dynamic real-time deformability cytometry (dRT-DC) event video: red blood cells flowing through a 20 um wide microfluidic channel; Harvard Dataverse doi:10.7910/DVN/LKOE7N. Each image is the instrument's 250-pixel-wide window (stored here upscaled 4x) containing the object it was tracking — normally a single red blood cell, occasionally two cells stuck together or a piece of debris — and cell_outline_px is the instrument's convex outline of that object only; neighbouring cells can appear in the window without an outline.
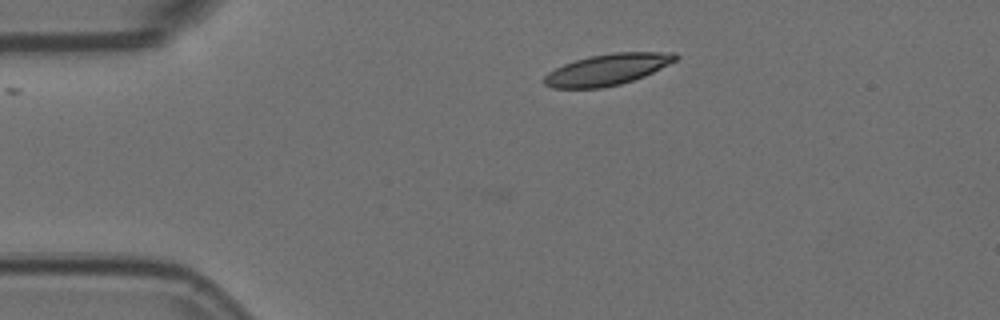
{"species": "Egyptian fruit bat (a non-hibernating species)", "species_latin": "Rousettus aegyptiacus", "temperature_condition": "room temperature", "stored_images_in_passage": 46, "camera_frame_rate_fps": 3000, "um_per_image_px": 0.085, "animal": {"sex": "female"}, "frame": {"image": 1, "passage_image": 1, "time_ms": 0.0, "image_size_px": [1000, 320], "cell_outline_px": [[680, 56], [676, 60], [644, 76], [620, 84], [600, 88], [552, 88], [544, 84], [544, 76], [548, 72], [564, 64], [588, 56], [612, 52], [676, 52]], "centroid_in_image_um": [51.62, 5.9], "position_along_channel_um": 33.4, "area_um2": 23.81}}
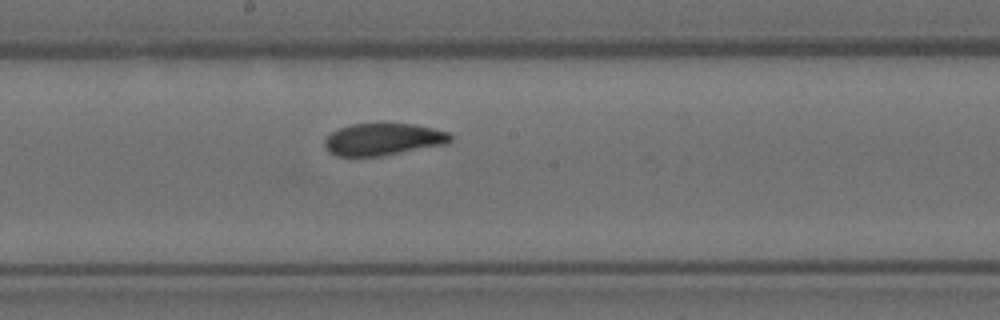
{"frame": {"image": 2, "passage_image": 20, "time_ms": 6.333, "image_size_px": [1000, 320], "cell_outline_px": [[452, 140], [448, 144], [380, 156], [336, 156], [328, 152], [324, 144], [324, 140], [332, 132], [340, 128], [352, 124], [380, 120], [412, 124], [432, 128], [448, 132], [452, 136]], "centroid_in_image_um": [32.57, 11.8], "position_along_channel_um": 215.6, "area_um2": 24.28}}
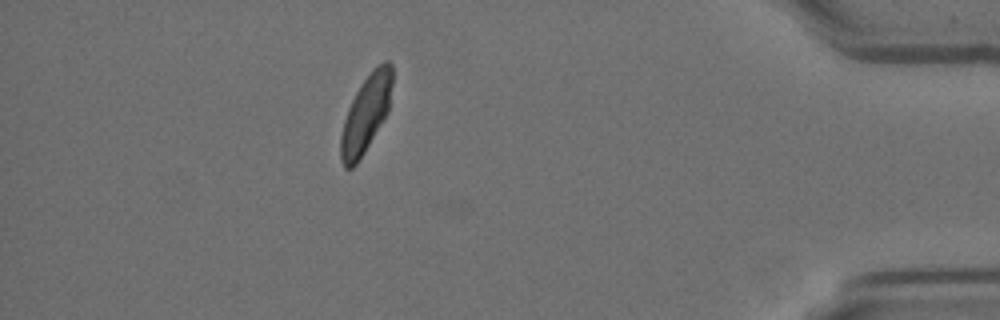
{"frame": {"image": 3, "passage_image": 40, "time_ms": 13.0, "image_size_px": [1000, 320], "cell_outline_px": [[392, 84], [388, 112], [364, 152], [356, 164], [352, 168], [344, 168], [340, 160], [340, 136], [344, 120], [348, 108], [356, 92], [372, 68], [376, 64], [384, 60], [388, 60], [392, 64]], "centroid_in_image_um": [31.1, 9.65], "position_along_channel_um": 404.1, "area_um2": 23.06}, "authors_computed_cell_mechanics": {"area_um2": 24.1604, "velocity_mm_per_s": 3.5563, "shape_relaxation_time_tau1_ms": 5.3008, "shape_relaxation_time_tau2_ms": 1.6854, "deformation_change_tau1": 0.1514, "deformation_change_tau2": 0.0684}}